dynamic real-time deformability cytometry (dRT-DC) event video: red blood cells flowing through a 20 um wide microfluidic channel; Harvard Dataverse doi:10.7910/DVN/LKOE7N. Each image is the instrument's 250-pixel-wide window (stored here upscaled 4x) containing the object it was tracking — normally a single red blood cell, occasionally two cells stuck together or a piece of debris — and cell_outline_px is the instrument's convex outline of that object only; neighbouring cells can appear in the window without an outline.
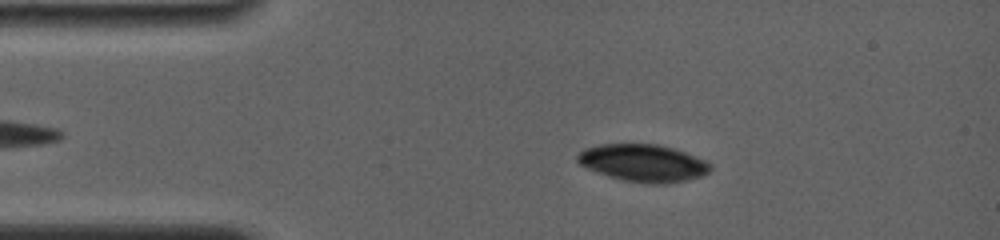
{"species": "common noctule bat (a hibernating species)", "species_latin": "Nyctalus noctula", "temperature_condition": "room temperature", "stored_images_in_passage": 4, "camera_frame_rate_fps": 4000, "um_per_image_px": 0.085, "animal": {"sex": "female", "body_mass_g": 19.0, "forearm_length_mm": 56.7}, "frame": {"image": 1, "passage_image": 3, "time_ms": 1.5, "image_size_px": [1000, 240], "cell_outline_px": [[712, 168], [708, 172], [700, 176], [668, 184], [648, 184], [624, 180], [608, 176], [596, 172], [580, 164], [576, 160], [576, 156], [584, 148], [600, 144], [660, 144], [684, 152], [704, 160], [712, 164]], "centroid_in_image_um": [54.65, 13.85], "position_along_channel_um": 30.4, "area_um2": 28.84}}